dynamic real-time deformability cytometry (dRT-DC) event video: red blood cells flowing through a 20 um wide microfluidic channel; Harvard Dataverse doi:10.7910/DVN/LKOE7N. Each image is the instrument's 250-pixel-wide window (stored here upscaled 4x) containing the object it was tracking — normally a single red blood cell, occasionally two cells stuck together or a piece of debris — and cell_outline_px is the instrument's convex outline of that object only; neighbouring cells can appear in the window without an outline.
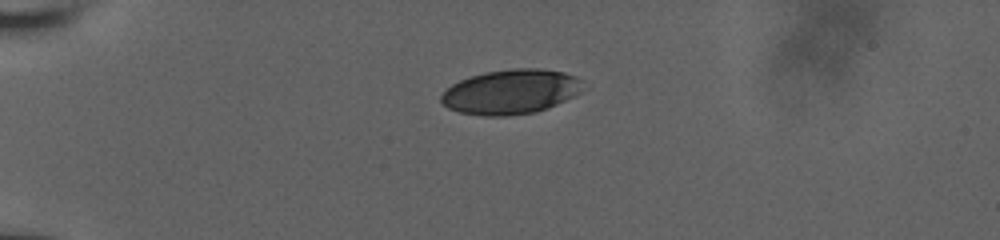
{"species": "human", "species_latin": "Homo sapiens", "temperature_condition": "room temperature", "stored_images_in_passage": 30, "camera_frame_rate_fps": 3000, "um_per_image_px": 0.085, "donor": {"sex": "male"}, "frame": {"image": 1, "passage_image": 1, "time_ms": 0.0, "image_size_px": [1000, 240], "cell_outline_px": [[580, 92], [556, 104], [536, 112], [508, 116], [484, 116], [460, 112], [448, 108], [440, 100], [440, 96], [452, 84], [468, 76], [484, 72], [512, 68], [540, 68], [564, 72], [576, 76], [580, 80]], "centroid_in_image_um": [43.38, 7.79], "position_along_channel_um": 41.6, "area_um2": 36.76}}
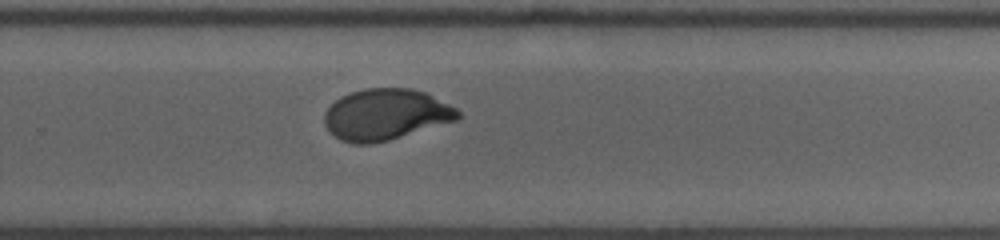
{"frame": {"image": 2, "passage_image": 16, "time_ms": 8.0, "image_size_px": [1000, 240], "cell_outline_px": [[460, 116], [456, 120], [388, 140], [368, 144], [356, 144], [340, 140], [324, 124], [324, 112], [340, 96], [364, 88], [412, 88], [428, 92], [456, 108], [460, 112]], "centroid_in_image_um": [32.79, 9.71], "position_along_channel_um": 297.0, "area_um2": 39.65}}
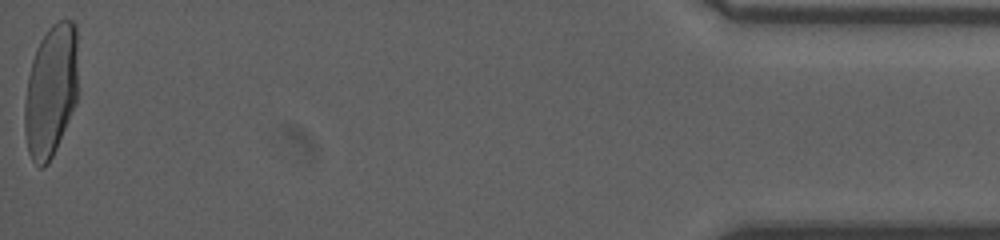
{"frame": {"image": 3, "passage_image": 30, "time_ms": 13.667, "image_size_px": [1000, 240], "cell_outline_px": [[76, 104], [56, 148], [48, 164], [44, 168], [40, 168], [32, 160], [28, 152], [24, 132], [24, 104], [28, 76], [32, 60], [36, 48], [40, 40], [48, 28], [52, 24], [60, 20], [72, 20], [76, 24]], "centroid_in_image_um": [4.3, 7.74], "position_along_channel_um": 430.9, "area_um2": 41.21}, "authors_computed_cell_mechanics": {"area_um2": 40.2288, "velocity_mm_per_s": 3.8486, "shape_relaxation_time_tau1_ms": 4.3508, "shape_relaxation_time_tau2_ms": null, "deformation_change_tau1": 0.1753, "deformation_change_tau2": null}}